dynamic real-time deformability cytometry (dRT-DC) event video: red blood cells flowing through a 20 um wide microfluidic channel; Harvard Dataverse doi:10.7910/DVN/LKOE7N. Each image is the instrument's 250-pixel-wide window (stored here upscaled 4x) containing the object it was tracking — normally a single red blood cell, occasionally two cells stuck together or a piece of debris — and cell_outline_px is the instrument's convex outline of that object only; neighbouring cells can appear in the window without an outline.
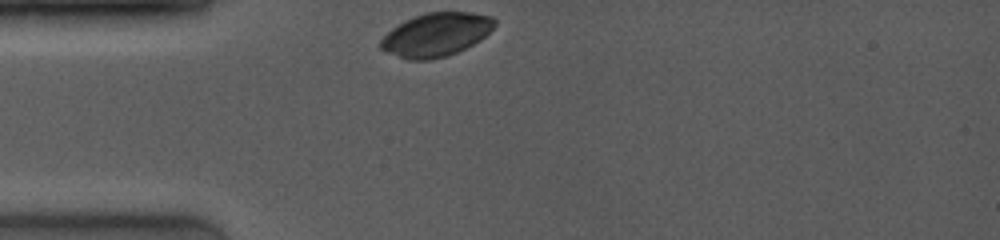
{"species": "common noctule bat (a hibernating species)", "species_latin": "Nyctalus noctula", "temperature_condition": "room temperature", "stored_images_in_passage": 2, "camera_frame_rate_fps": 4000, "um_per_image_px": 0.085, "animal": {"sex": "female", "body_mass_g": 19.0, "forearm_length_mm": 53.3}, "frame": {"image": 1, "passage_image": 1, "time_ms": 0.0, "image_size_px": [1000, 240], "cell_outline_px": [[496, 24], [480, 40], [456, 52], [444, 56], [428, 60], [408, 60], [388, 52], [380, 48], [380, 40], [392, 28], [416, 16], [428, 12], [472, 12], [492, 16], [496, 20]], "centroid_in_image_um": [37.08, 2.94], "position_along_channel_um": 47.9, "area_um2": 28.38}}